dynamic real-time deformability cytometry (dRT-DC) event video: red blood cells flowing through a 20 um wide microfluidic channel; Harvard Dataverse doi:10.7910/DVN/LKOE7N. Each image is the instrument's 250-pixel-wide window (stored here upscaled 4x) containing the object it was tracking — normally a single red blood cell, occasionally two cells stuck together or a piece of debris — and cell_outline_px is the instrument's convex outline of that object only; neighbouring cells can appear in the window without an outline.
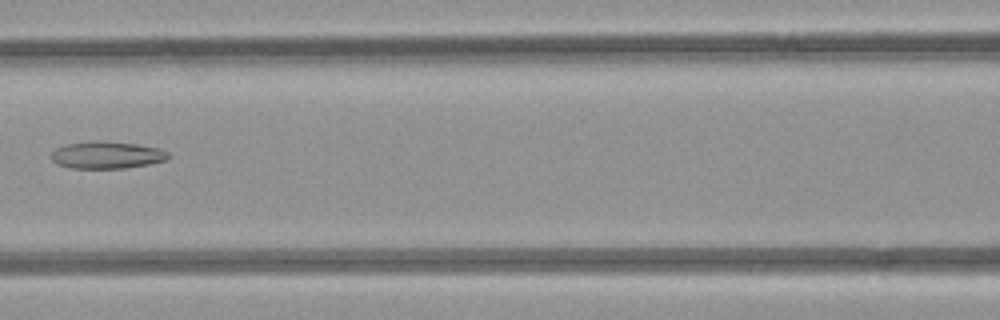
{"species": "common noctule bat (a hibernating species)", "species_latin": "Nyctalus noctula", "temperature_condition": "room temperature", "stored_images_in_passage": 6, "camera_frame_rate_fps": 3000, "um_per_image_px": 0.085, "animal": {"sex": "female", "body_mass_g": 21.9}, "frame": {"image": 1, "passage_image": 6, "time_ms": 5.667, "image_size_px": [1000, 320], "cell_outline_px": [[172, 156], [168, 160], [152, 164], [124, 168], [72, 168], [56, 164], [52, 160], [52, 152], [56, 148], [64, 144], [136, 144], [160, 148], [168, 152]], "centroid_in_image_um": [9.17, 13.24], "position_along_channel_um": 157.4, "area_um2": 17.74}}